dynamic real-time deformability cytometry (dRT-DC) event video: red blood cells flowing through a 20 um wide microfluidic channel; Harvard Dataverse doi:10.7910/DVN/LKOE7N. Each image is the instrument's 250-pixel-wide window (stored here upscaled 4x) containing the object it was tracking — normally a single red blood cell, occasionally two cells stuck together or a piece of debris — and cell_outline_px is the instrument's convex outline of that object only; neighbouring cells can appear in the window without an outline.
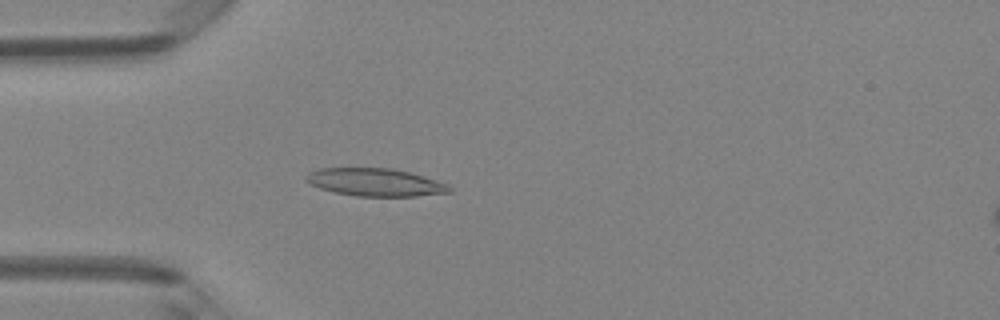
{"species": "Egyptian fruit bat (a non-hibernating species)", "species_latin": "Rousettus aegyptiacus", "temperature_condition": "room temperature", "stored_images_in_passage": 40, "camera_frame_rate_fps": 3000, "um_per_image_px": 0.085, "animal": {"sex": "female"}, "frame": {"image": 1, "passage_image": 6, "time_ms": 1.667, "image_size_px": [1000, 320], "cell_outline_px": [[452, 192], [416, 196], [356, 196], [336, 192], [320, 188], [304, 180], [304, 176], [308, 172], [320, 168], [392, 168], [408, 172], [448, 184], [452, 188]], "centroid_in_image_um": [31.87, 15.49], "position_along_channel_um": 53.1, "area_um2": 23.06}}
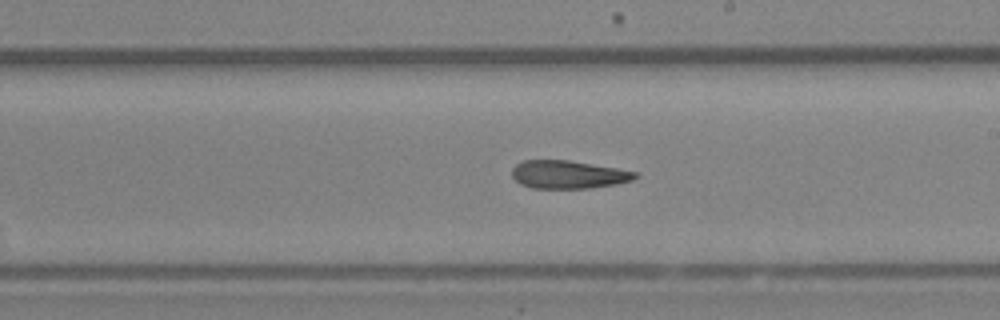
{"frame": {"image": 2, "passage_image": 20, "time_ms": 6.333, "image_size_px": [1000, 320], "cell_outline_px": [[640, 176], [632, 180], [616, 184], [588, 188], [532, 188], [520, 184], [512, 176], [512, 168], [516, 164], [524, 160], [568, 160], [616, 168], [636, 172]], "centroid_in_image_um": [48.29, 14.83], "position_along_channel_um": 240.7, "area_um2": 20.06}}
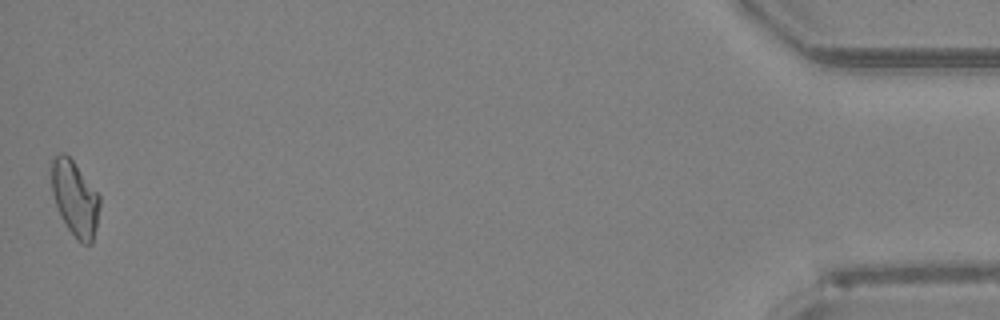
{"frame": {"image": 3, "passage_image": 40, "time_ms": 13.0, "image_size_px": [1000, 320], "cell_outline_px": [[100, 204], [96, 228], [92, 244], [84, 244], [68, 228], [60, 216], [52, 192], [52, 160], [60, 152], [64, 152], [72, 160], [100, 196]], "centroid_in_image_um": [6.38, 16.86], "position_along_channel_um": 428.8, "area_um2": 20.63}}